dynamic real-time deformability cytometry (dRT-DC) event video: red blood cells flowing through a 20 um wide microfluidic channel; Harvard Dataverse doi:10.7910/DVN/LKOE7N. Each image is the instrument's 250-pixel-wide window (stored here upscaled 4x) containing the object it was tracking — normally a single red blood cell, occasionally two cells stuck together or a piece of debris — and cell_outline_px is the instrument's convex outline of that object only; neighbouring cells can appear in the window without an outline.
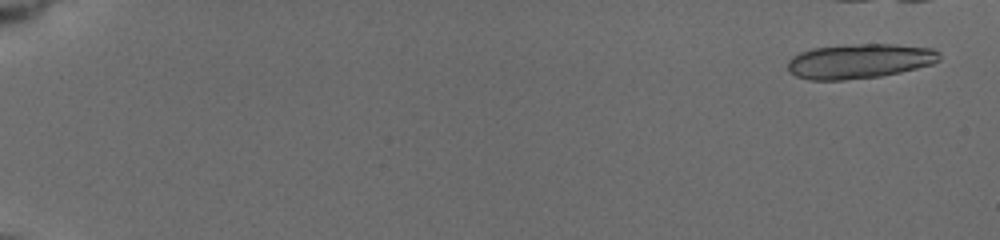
{"species": "common noctule bat (a hibernating species)", "species_latin": "Nyctalus noctula", "temperature_condition": "cold", "stored_images_in_passage": 5, "camera_frame_rate_fps": 3000, "um_per_image_px": 0.085, "animal": {"sex": "female", "body_mass_g": 19.5, "forearm_length_mm": 54.1}, "frame": {"image": 1, "passage_image": 1, "time_ms": 0.0, "image_size_px": [1000, 240], "cell_outline_px": [[940, 60], [932, 64], [900, 72], [880, 76], [844, 80], [808, 80], [796, 76], [788, 72], [788, 60], [792, 56], [800, 52], [812, 48], [856, 44], [892, 44], [932, 48], [940, 52]], "centroid_in_image_um": [73.03, 5.2], "position_along_channel_um": 12.0, "area_um2": 30.75}}